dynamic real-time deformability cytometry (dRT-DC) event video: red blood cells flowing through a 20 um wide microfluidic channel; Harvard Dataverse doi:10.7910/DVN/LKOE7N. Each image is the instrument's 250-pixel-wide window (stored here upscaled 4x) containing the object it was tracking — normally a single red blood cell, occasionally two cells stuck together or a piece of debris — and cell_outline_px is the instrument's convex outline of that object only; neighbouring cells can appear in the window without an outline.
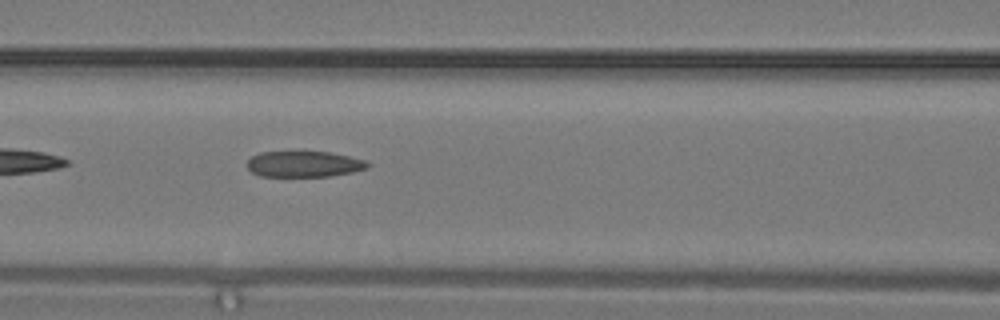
{"species": "common noctule bat (a hibernating species)", "species_latin": "Nyctalus noctula", "temperature_condition": "warm", "stored_images_in_passage": 12, "camera_frame_rate_fps": 3000, "um_per_image_px": 0.085, "animal": {"sex": "male", "body_mass_g": 19.2, "forearm_length_mm": 51.8}, "frame": {"image": 1, "passage_image": 12, "time_ms": 3.667, "image_size_px": [1000, 320], "cell_outline_px": [[372, 164], [368, 168], [352, 172], [328, 176], [260, 176], [252, 172], [248, 168], [248, 160], [252, 156], [260, 152], [328, 152], [348, 156], [364, 160]], "centroid_in_image_um": [25.85, 13.95], "position_along_channel_um": 140.7, "area_um2": 18.03}}